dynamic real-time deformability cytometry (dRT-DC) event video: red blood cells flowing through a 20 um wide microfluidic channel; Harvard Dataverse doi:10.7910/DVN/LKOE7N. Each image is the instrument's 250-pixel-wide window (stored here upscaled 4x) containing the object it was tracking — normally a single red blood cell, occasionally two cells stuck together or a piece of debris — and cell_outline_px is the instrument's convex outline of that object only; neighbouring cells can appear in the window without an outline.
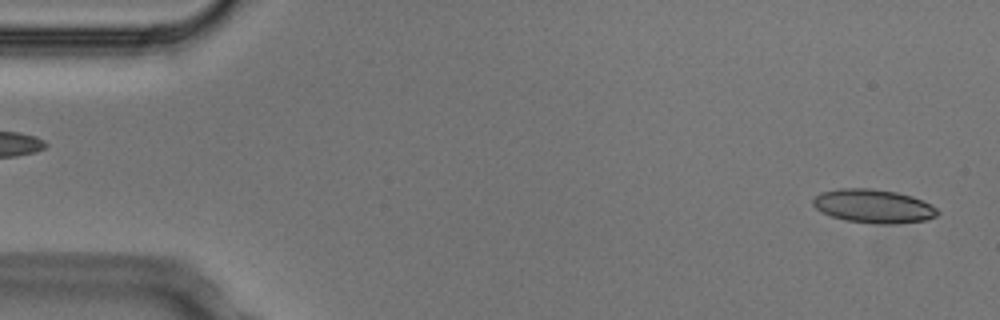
{"species": "Egyptian fruit bat (a non-hibernating species)", "species_latin": "Rousettus aegyptiacus", "temperature_condition": "cold", "stored_images_in_passage": 3, "segment_of_instrument_passage": [2, 2], "camera_frame_rate_fps": 3000, "um_per_image_px": 0.085, "animal": {"sex": "male"}, "frame": {"image": 1, "passage_image": 3, "time_ms": 0.667, "image_size_px": [1000, 320], "cell_outline_px": [[940, 212], [936, 216], [924, 220], [892, 224], [880, 224], [848, 220], [832, 216], [820, 212], [812, 204], [812, 200], [820, 192], [840, 188], [872, 188], [896, 192], [912, 196], [936, 208]], "centroid_in_image_um": [74.21, 17.51], "position_along_channel_um": 10.8, "area_um2": 24.22}}